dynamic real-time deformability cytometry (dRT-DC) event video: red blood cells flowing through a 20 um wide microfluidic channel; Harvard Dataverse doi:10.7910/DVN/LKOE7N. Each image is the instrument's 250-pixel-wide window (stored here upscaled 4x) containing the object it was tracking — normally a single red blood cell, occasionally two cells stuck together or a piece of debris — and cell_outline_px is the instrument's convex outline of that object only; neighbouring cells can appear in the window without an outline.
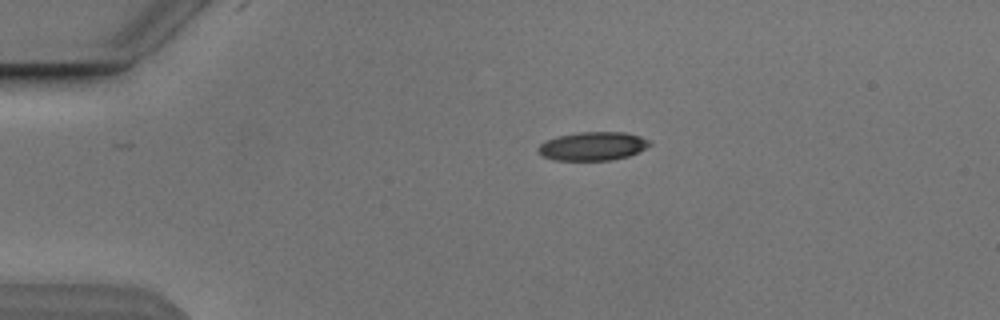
{"species": "Egyptian fruit bat (a non-hibernating species)", "species_latin": "Rousettus aegyptiacus", "temperature_condition": "cold", "stored_images_in_passage": 2, "camera_frame_rate_fps": 3000, "um_per_image_px": 0.085, "animal": {"sex": "male"}, "frame": {"image": 1, "passage_image": 1, "time_ms": 0.0, "image_size_px": [1000, 320], "cell_outline_px": [[652, 144], [628, 156], [612, 160], [552, 160], [544, 156], [540, 152], [540, 144], [556, 136], [580, 132], [624, 132], [640, 136], [652, 140]], "centroid_in_image_um": [50.43, 12.41], "position_along_channel_um": 34.6, "area_um2": 18.38}}